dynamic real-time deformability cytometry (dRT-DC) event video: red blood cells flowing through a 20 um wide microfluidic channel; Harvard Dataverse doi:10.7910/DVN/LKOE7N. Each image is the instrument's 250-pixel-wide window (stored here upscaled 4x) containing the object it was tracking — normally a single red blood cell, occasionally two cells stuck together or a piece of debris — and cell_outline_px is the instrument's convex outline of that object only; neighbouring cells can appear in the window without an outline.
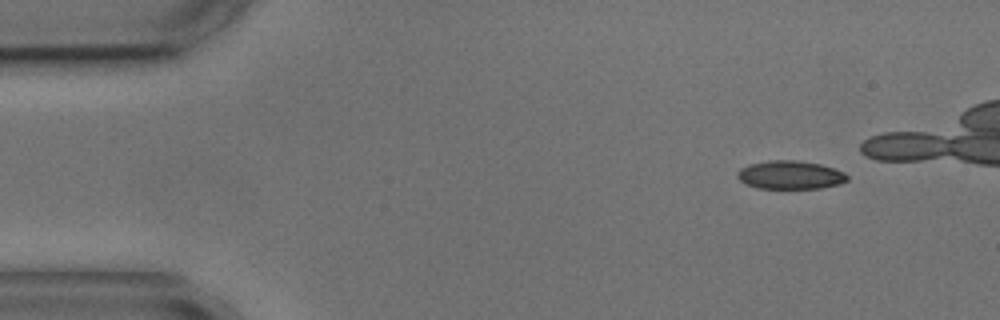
{"species": "common noctule bat (a hibernating species)", "species_latin": "Nyctalus noctula", "temperature_condition": "cold", "stored_images_in_passage": 9, "camera_frame_rate_fps": 3000, "um_per_image_px": 0.085, "animal": {"sex": "male", "body_mass_g": 17.9, "forearm_length_mm": 54.2}, "frame": {"image": 1, "passage_image": 1, "time_ms": 0.0, "image_size_px": [1000, 320], "cell_outline_px": [[848, 180], [840, 184], [820, 188], [756, 188], [744, 184], [736, 176], [736, 172], [740, 168], [748, 164], [768, 160], [796, 160], [820, 164], [836, 168], [844, 172], [848, 176]], "centroid_in_image_um": [67.15, 14.86], "position_along_channel_um": 17.9, "area_um2": 18.44}}